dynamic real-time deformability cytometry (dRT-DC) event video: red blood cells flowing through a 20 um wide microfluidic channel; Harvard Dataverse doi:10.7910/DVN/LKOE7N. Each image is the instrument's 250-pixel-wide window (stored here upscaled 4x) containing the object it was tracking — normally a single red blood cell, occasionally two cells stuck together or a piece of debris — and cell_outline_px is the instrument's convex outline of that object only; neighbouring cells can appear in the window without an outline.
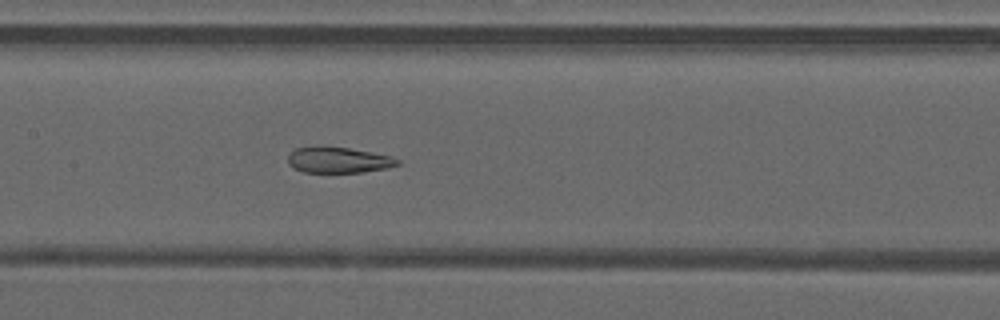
{"species": "common noctule bat (a hibernating species)", "species_latin": "Nyctalus noctula", "temperature_condition": "warm", "stored_images_in_passage": 42, "camera_frame_rate_fps": 3000, "um_per_image_px": 0.085, "animal": {"sex": "male", "forearm_length_mm": 52.5}, "frame": {"image": 1, "passage_image": 23, "time_ms": 7.333, "image_size_px": [1000, 320], "cell_outline_px": [[400, 164], [388, 168], [364, 172], [304, 172], [288, 164], [288, 156], [296, 148], [348, 148], [372, 152], [392, 156], [400, 160]], "centroid_in_image_um": [28.85, 13.63], "position_along_channel_um": 178.6, "area_um2": 16.07}}
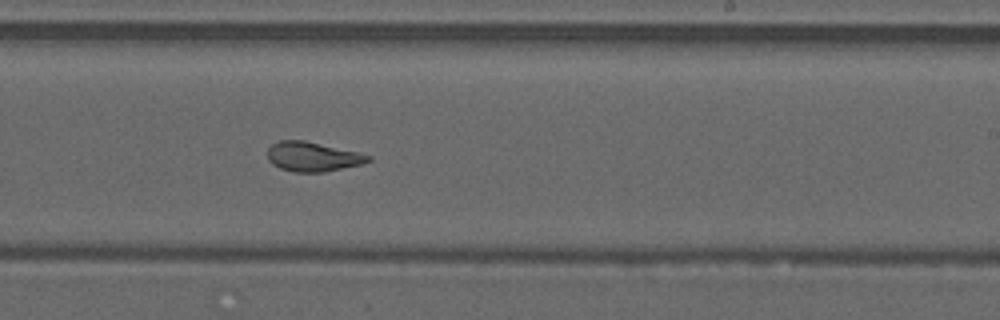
{"frame": {"image": 2, "passage_image": 29, "time_ms": 9.333, "image_size_px": [1000, 320], "cell_outline_px": [[372, 160], [360, 164], [324, 172], [296, 172], [280, 168], [272, 164], [268, 160], [268, 148], [272, 144], [280, 140], [304, 140], [356, 152], [372, 156]], "centroid_in_image_um": [26.55, 13.32], "position_along_channel_um": 262.5, "area_um2": 17.11}}
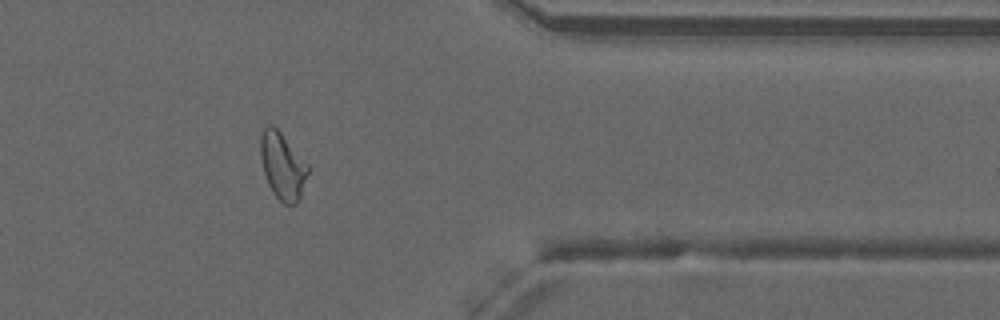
{"frame": {"image": 3, "passage_image": 39, "time_ms": 12.667, "image_size_px": [1000, 320], "cell_outline_px": [[308, 172], [300, 200], [296, 204], [284, 204], [272, 192], [268, 184], [264, 172], [260, 156], [260, 136], [264, 128], [268, 124], [272, 124], [280, 132], [308, 164]], "centroid_in_image_um": [24.01, 14.11], "position_along_channel_um": 387.4, "area_um2": 18.38}, "authors_computed_cell_mechanics": {"area_um2": 18.8717, "velocity_mm_per_s": 4.217, "shape_relaxation_time_tau1_ms": null, "shape_relaxation_time_tau2_ms": 0.9876, "deformation_change_tau1": null, "deformation_change_tau2": 0.0845}}